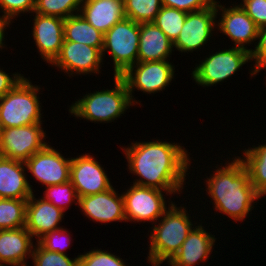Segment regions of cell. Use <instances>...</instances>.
<instances>
[{"instance_id":"cell-1","label":"cell","mask_w":266,"mask_h":266,"mask_svg":"<svg viewBox=\"0 0 266 266\" xmlns=\"http://www.w3.org/2000/svg\"><path fill=\"white\" fill-rule=\"evenodd\" d=\"M124 151L128 169L140 177L133 184L155 188L166 195L180 194L190 166L189 155L179 144L161 140L131 143Z\"/></svg>"},{"instance_id":"cell-2","label":"cell","mask_w":266,"mask_h":266,"mask_svg":"<svg viewBox=\"0 0 266 266\" xmlns=\"http://www.w3.org/2000/svg\"><path fill=\"white\" fill-rule=\"evenodd\" d=\"M237 157L228 161L226 166L216 167L218 169L207 177L206 189L216 212L219 210L234 221L243 222L259 196L250 182L244 163Z\"/></svg>"},{"instance_id":"cell-3","label":"cell","mask_w":266,"mask_h":266,"mask_svg":"<svg viewBox=\"0 0 266 266\" xmlns=\"http://www.w3.org/2000/svg\"><path fill=\"white\" fill-rule=\"evenodd\" d=\"M170 203V208L161 216V220H158L159 224L157 222L155 226L152 224L147 257L152 266H160L163 262H169L194 228L189 219L191 216L189 217L186 213L185 207L181 205L177 207L175 202Z\"/></svg>"},{"instance_id":"cell-4","label":"cell","mask_w":266,"mask_h":266,"mask_svg":"<svg viewBox=\"0 0 266 266\" xmlns=\"http://www.w3.org/2000/svg\"><path fill=\"white\" fill-rule=\"evenodd\" d=\"M113 89L98 90L88 93L71 105L69 112L77 118L91 122H112L122 116L126 109L133 106L124 80L114 76Z\"/></svg>"},{"instance_id":"cell-5","label":"cell","mask_w":266,"mask_h":266,"mask_svg":"<svg viewBox=\"0 0 266 266\" xmlns=\"http://www.w3.org/2000/svg\"><path fill=\"white\" fill-rule=\"evenodd\" d=\"M40 86L23 78L0 98V129L41 123Z\"/></svg>"},{"instance_id":"cell-6","label":"cell","mask_w":266,"mask_h":266,"mask_svg":"<svg viewBox=\"0 0 266 266\" xmlns=\"http://www.w3.org/2000/svg\"><path fill=\"white\" fill-rule=\"evenodd\" d=\"M140 24L125 18L104 34L102 57L109 51L114 65V76H121L137 63Z\"/></svg>"},{"instance_id":"cell-7","label":"cell","mask_w":266,"mask_h":266,"mask_svg":"<svg viewBox=\"0 0 266 266\" xmlns=\"http://www.w3.org/2000/svg\"><path fill=\"white\" fill-rule=\"evenodd\" d=\"M251 61L250 51L234 47L209 55L196 65L192 78L198 85L207 87L232 77L240 67Z\"/></svg>"},{"instance_id":"cell-8","label":"cell","mask_w":266,"mask_h":266,"mask_svg":"<svg viewBox=\"0 0 266 266\" xmlns=\"http://www.w3.org/2000/svg\"><path fill=\"white\" fill-rule=\"evenodd\" d=\"M174 70V65L168 60L137 62L120 77L124 80L132 103L135 105L138 101L132 95L134 88L147 94L158 93L170 85L169 83L174 79Z\"/></svg>"},{"instance_id":"cell-9","label":"cell","mask_w":266,"mask_h":266,"mask_svg":"<svg viewBox=\"0 0 266 266\" xmlns=\"http://www.w3.org/2000/svg\"><path fill=\"white\" fill-rule=\"evenodd\" d=\"M41 126L37 123L0 129V156L25 162L41 151L48 144Z\"/></svg>"},{"instance_id":"cell-10","label":"cell","mask_w":266,"mask_h":266,"mask_svg":"<svg viewBox=\"0 0 266 266\" xmlns=\"http://www.w3.org/2000/svg\"><path fill=\"white\" fill-rule=\"evenodd\" d=\"M123 193L126 222L149 221L155 224L170 208L166 207L164 193L159 189L133 184Z\"/></svg>"},{"instance_id":"cell-11","label":"cell","mask_w":266,"mask_h":266,"mask_svg":"<svg viewBox=\"0 0 266 266\" xmlns=\"http://www.w3.org/2000/svg\"><path fill=\"white\" fill-rule=\"evenodd\" d=\"M217 18L216 0L207 8L187 13L184 25L173 47L179 52H193L207 44Z\"/></svg>"},{"instance_id":"cell-12","label":"cell","mask_w":266,"mask_h":266,"mask_svg":"<svg viewBox=\"0 0 266 266\" xmlns=\"http://www.w3.org/2000/svg\"><path fill=\"white\" fill-rule=\"evenodd\" d=\"M58 151L47 144L24 162L26 169L45 187L70 181L71 158H64Z\"/></svg>"},{"instance_id":"cell-13","label":"cell","mask_w":266,"mask_h":266,"mask_svg":"<svg viewBox=\"0 0 266 266\" xmlns=\"http://www.w3.org/2000/svg\"><path fill=\"white\" fill-rule=\"evenodd\" d=\"M70 181L75 187L78 197L102 193L112 188L101 164L86 153L71 158Z\"/></svg>"},{"instance_id":"cell-14","label":"cell","mask_w":266,"mask_h":266,"mask_svg":"<svg viewBox=\"0 0 266 266\" xmlns=\"http://www.w3.org/2000/svg\"><path fill=\"white\" fill-rule=\"evenodd\" d=\"M102 52L96 48L82 43L63 41L61 51L52 65L59 67L70 75H87L100 73L103 62ZM101 66V67H100Z\"/></svg>"},{"instance_id":"cell-15","label":"cell","mask_w":266,"mask_h":266,"mask_svg":"<svg viewBox=\"0 0 266 266\" xmlns=\"http://www.w3.org/2000/svg\"><path fill=\"white\" fill-rule=\"evenodd\" d=\"M219 1H216V11L222 12L221 18L218 19V30L224 35L231 38L234 41V47H239L248 51L253 49H247L245 45L252 44L257 40L258 27L255 22L248 16V14L242 9L240 5H233L229 8L219 5Z\"/></svg>"},{"instance_id":"cell-16","label":"cell","mask_w":266,"mask_h":266,"mask_svg":"<svg viewBox=\"0 0 266 266\" xmlns=\"http://www.w3.org/2000/svg\"><path fill=\"white\" fill-rule=\"evenodd\" d=\"M32 36L43 60L51 64L64 41V19L35 13Z\"/></svg>"},{"instance_id":"cell-17","label":"cell","mask_w":266,"mask_h":266,"mask_svg":"<svg viewBox=\"0 0 266 266\" xmlns=\"http://www.w3.org/2000/svg\"><path fill=\"white\" fill-rule=\"evenodd\" d=\"M78 205L85 216L99 223L126 222L122 194L111 189L90 196L79 197Z\"/></svg>"},{"instance_id":"cell-18","label":"cell","mask_w":266,"mask_h":266,"mask_svg":"<svg viewBox=\"0 0 266 266\" xmlns=\"http://www.w3.org/2000/svg\"><path fill=\"white\" fill-rule=\"evenodd\" d=\"M32 193L27 200L25 228L38 241L45 234L59 229L64 212L43 197L37 199Z\"/></svg>"},{"instance_id":"cell-19","label":"cell","mask_w":266,"mask_h":266,"mask_svg":"<svg viewBox=\"0 0 266 266\" xmlns=\"http://www.w3.org/2000/svg\"><path fill=\"white\" fill-rule=\"evenodd\" d=\"M216 238L201 225L195 226L183 242L180 250L168 262L170 266H194L208 261Z\"/></svg>"},{"instance_id":"cell-20","label":"cell","mask_w":266,"mask_h":266,"mask_svg":"<svg viewBox=\"0 0 266 266\" xmlns=\"http://www.w3.org/2000/svg\"><path fill=\"white\" fill-rule=\"evenodd\" d=\"M32 238L25 227L0 230V264L27 266L34 247Z\"/></svg>"},{"instance_id":"cell-21","label":"cell","mask_w":266,"mask_h":266,"mask_svg":"<svg viewBox=\"0 0 266 266\" xmlns=\"http://www.w3.org/2000/svg\"><path fill=\"white\" fill-rule=\"evenodd\" d=\"M25 163L0 156V198L28 200L33 189L25 175Z\"/></svg>"},{"instance_id":"cell-22","label":"cell","mask_w":266,"mask_h":266,"mask_svg":"<svg viewBox=\"0 0 266 266\" xmlns=\"http://www.w3.org/2000/svg\"><path fill=\"white\" fill-rule=\"evenodd\" d=\"M79 13L103 34L126 18L124 0L82 1Z\"/></svg>"},{"instance_id":"cell-23","label":"cell","mask_w":266,"mask_h":266,"mask_svg":"<svg viewBox=\"0 0 266 266\" xmlns=\"http://www.w3.org/2000/svg\"><path fill=\"white\" fill-rule=\"evenodd\" d=\"M173 49V42L154 22L140 24L137 62L168 60Z\"/></svg>"},{"instance_id":"cell-24","label":"cell","mask_w":266,"mask_h":266,"mask_svg":"<svg viewBox=\"0 0 266 266\" xmlns=\"http://www.w3.org/2000/svg\"><path fill=\"white\" fill-rule=\"evenodd\" d=\"M64 41L96 47L102 52L104 34L77 13L64 19Z\"/></svg>"},{"instance_id":"cell-25","label":"cell","mask_w":266,"mask_h":266,"mask_svg":"<svg viewBox=\"0 0 266 266\" xmlns=\"http://www.w3.org/2000/svg\"><path fill=\"white\" fill-rule=\"evenodd\" d=\"M243 156L245 158L239 157V159L244 163L250 182L260 199L266 195V144L245 148Z\"/></svg>"},{"instance_id":"cell-26","label":"cell","mask_w":266,"mask_h":266,"mask_svg":"<svg viewBox=\"0 0 266 266\" xmlns=\"http://www.w3.org/2000/svg\"><path fill=\"white\" fill-rule=\"evenodd\" d=\"M27 200L0 198V230L25 227Z\"/></svg>"},{"instance_id":"cell-27","label":"cell","mask_w":266,"mask_h":266,"mask_svg":"<svg viewBox=\"0 0 266 266\" xmlns=\"http://www.w3.org/2000/svg\"><path fill=\"white\" fill-rule=\"evenodd\" d=\"M162 6L161 0H124L126 18L139 24L154 22Z\"/></svg>"},{"instance_id":"cell-28","label":"cell","mask_w":266,"mask_h":266,"mask_svg":"<svg viewBox=\"0 0 266 266\" xmlns=\"http://www.w3.org/2000/svg\"><path fill=\"white\" fill-rule=\"evenodd\" d=\"M186 16L187 12L162 6L154 23L174 43L184 25Z\"/></svg>"},{"instance_id":"cell-29","label":"cell","mask_w":266,"mask_h":266,"mask_svg":"<svg viewBox=\"0 0 266 266\" xmlns=\"http://www.w3.org/2000/svg\"><path fill=\"white\" fill-rule=\"evenodd\" d=\"M81 4L82 0H35L34 12L66 19L79 13Z\"/></svg>"},{"instance_id":"cell-30","label":"cell","mask_w":266,"mask_h":266,"mask_svg":"<svg viewBox=\"0 0 266 266\" xmlns=\"http://www.w3.org/2000/svg\"><path fill=\"white\" fill-rule=\"evenodd\" d=\"M44 193L43 198L61 209L63 212L70 207L69 205H71L72 202L77 200L75 204H78L79 197L71 181L48 186Z\"/></svg>"},{"instance_id":"cell-31","label":"cell","mask_w":266,"mask_h":266,"mask_svg":"<svg viewBox=\"0 0 266 266\" xmlns=\"http://www.w3.org/2000/svg\"><path fill=\"white\" fill-rule=\"evenodd\" d=\"M32 251L34 266H79V255L70 259L68 255L51 252L43 248L37 241Z\"/></svg>"},{"instance_id":"cell-32","label":"cell","mask_w":266,"mask_h":266,"mask_svg":"<svg viewBox=\"0 0 266 266\" xmlns=\"http://www.w3.org/2000/svg\"><path fill=\"white\" fill-rule=\"evenodd\" d=\"M78 257L79 266H128L119 256L100 249L90 250Z\"/></svg>"},{"instance_id":"cell-33","label":"cell","mask_w":266,"mask_h":266,"mask_svg":"<svg viewBox=\"0 0 266 266\" xmlns=\"http://www.w3.org/2000/svg\"><path fill=\"white\" fill-rule=\"evenodd\" d=\"M70 238V233L61 227L45 234L37 242L48 251L66 255L65 251L69 248L72 240Z\"/></svg>"},{"instance_id":"cell-34","label":"cell","mask_w":266,"mask_h":266,"mask_svg":"<svg viewBox=\"0 0 266 266\" xmlns=\"http://www.w3.org/2000/svg\"><path fill=\"white\" fill-rule=\"evenodd\" d=\"M0 9L4 13L2 17L12 21L21 13L34 14L35 0H0Z\"/></svg>"},{"instance_id":"cell-35","label":"cell","mask_w":266,"mask_h":266,"mask_svg":"<svg viewBox=\"0 0 266 266\" xmlns=\"http://www.w3.org/2000/svg\"><path fill=\"white\" fill-rule=\"evenodd\" d=\"M257 40V45L255 44L254 50L250 52L251 62L252 60L255 62V66L250 72L251 78L257 75L260 70H264V68L266 70V25L258 28Z\"/></svg>"},{"instance_id":"cell-36","label":"cell","mask_w":266,"mask_h":266,"mask_svg":"<svg viewBox=\"0 0 266 266\" xmlns=\"http://www.w3.org/2000/svg\"><path fill=\"white\" fill-rule=\"evenodd\" d=\"M239 5L258 28L266 25V0H243Z\"/></svg>"},{"instance_id":"cell-37","label":"cell","mask_w":266,"mask_h":266,"mask_svg":"<svg viewBox=\"0 0 266 266\" xmlns=\"http://www.w3.org/2000/svg\"><path fill=\"white\" fill-rule=\"evenodd\" d=\"M215 0H161L162 5L184 12H195L209 7Z\"/></svg>"},{"instance_id":"cell-38","label":"cell","mask_w":266,"mask_h":266,"mask_svg":"<svg viewBox=\"0 0 266 266\" xmlns=\"http://www.w3.org/2000/svg\"><path fill=\"white\" fill-rule=\"evenodd\" d=\"M11 76L3 71V69H0V98L12 90L24 78V76L16 72Z\"/></svg>"},{"instance_id":"cell-39","label":"cell","mask_w":266,"mask_h":266,"mask_svg":"<svg viewBox=\"0 0 266 266\" xmlns=\"http://www.w3.org/2000/svg\"><path fill=\"white\" fill-rule=\"evenodd\" d=\"M11 24V21L6 19V18H3L0 16V49L2 50L4 48V42L5 41L4 37H5V30L7 29L8 26H10Z\"/></svg>"}]
</instances>
